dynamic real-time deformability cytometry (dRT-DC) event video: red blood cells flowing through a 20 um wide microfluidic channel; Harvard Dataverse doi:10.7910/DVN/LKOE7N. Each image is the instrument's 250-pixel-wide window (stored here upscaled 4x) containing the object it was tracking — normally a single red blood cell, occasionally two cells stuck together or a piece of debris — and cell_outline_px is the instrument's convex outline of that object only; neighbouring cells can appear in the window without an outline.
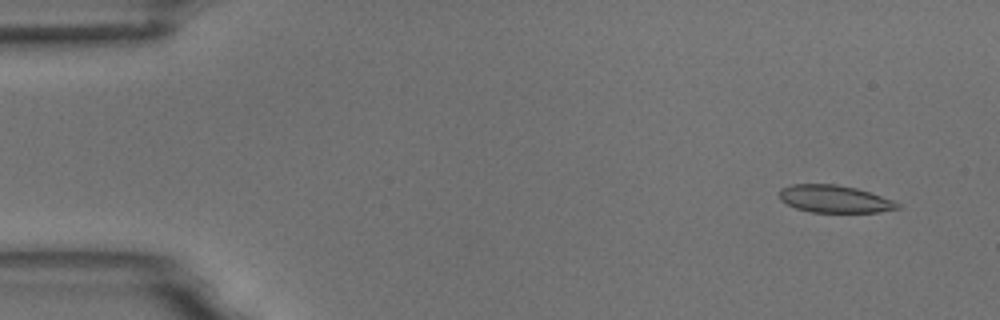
{"species": "common noctule bat (a hibernating species)", "species_latin": "Nyctalus noctula", "temperature_condition": "room temperature", "stored_images_in_passage": 5, "camera_frame_rate_fps": 3000, "um_per_image_px": 0.085, "animal": {"sex": "male", "body_mass_g": 18.8}, "frame": {"image": 1, "passage_image": 1, "time_ms": 0.0, "image_size_px": [1000, 320], "cell_outline_px": [[900, 208], [876, 212], [812, 212], [796, 208], [780, 200], [780, 188], [792, 184], [836, 184], [856, 188], [892, 200], [900, 204]], "centroid_in_image_um": [70.9, 16.91], "position_along_channel_um": 14.1, "area_um2": 18.67}}
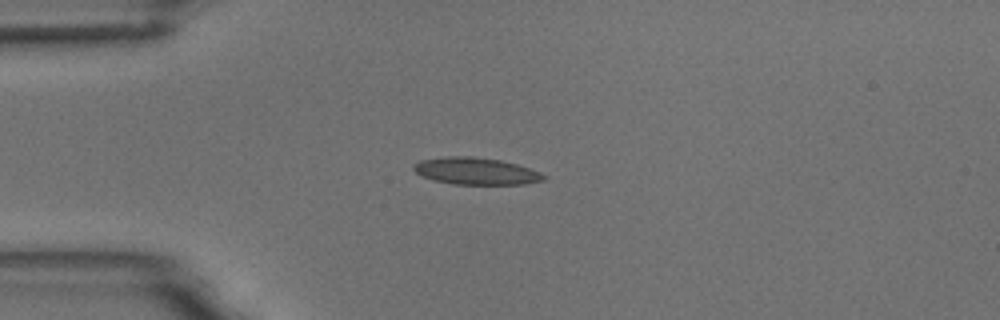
{"frame": {"image": 2, "passage_image": 4, "time_ms": 3.333, "image_size_px": [1000, 320], "cell_outline_px": [[548, 176], [544, 180], [524, 184], [452, 184], [432, 180], [416, 172], [412, 168], [412, 164], [420, 160], [448, 156], [472, 156], [500, 160], [516, 164], [540, 172]], "centroid_in_image_um": [40.44, 14.54], "position_along_channel_um": 44.6, "area_um2": 20.46}}
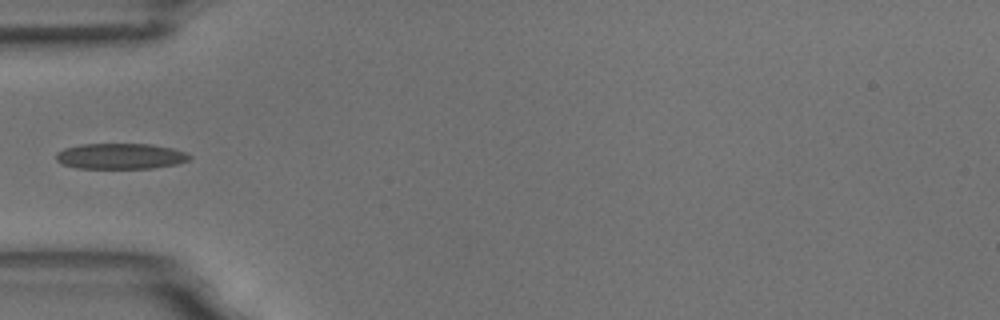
{"frame": {"image": 3, "passage_image": 5, "time_ms": 4.667, "image_size_px": [1000, 320], "cell_outline_px": [[192, 156], [188, 160], [176, 164], [152, 168], [76, 168], [64, 164], [56, 160], [56, 152], [64, 148], [80, 144], [152, 144], [172, 148], [184, 152]], "centroid_in_image_um": [10.22, 13.27], "position_along_channel_um": 74.8, "area_um2": 19.94}}